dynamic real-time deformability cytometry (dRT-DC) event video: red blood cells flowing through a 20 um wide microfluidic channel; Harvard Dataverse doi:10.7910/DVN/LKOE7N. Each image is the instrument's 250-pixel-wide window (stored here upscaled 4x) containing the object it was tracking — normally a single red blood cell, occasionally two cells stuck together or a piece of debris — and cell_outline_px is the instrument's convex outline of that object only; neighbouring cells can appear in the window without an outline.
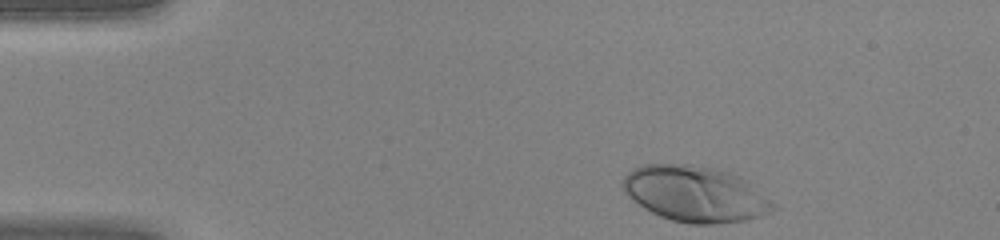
{"species": "human", "species_latin": "Homo sapiens", "temperature_condition": "warm", "stored_images_in_passage": 38, "camera_frame_rate_fps": 3000, "um_per_image_px": 0.085, "donor": {"sex": "female"}, "frame": {"image": 1, "passage_image": 1, "time_ms": 0.0, "image_size_px": [1000, 240], "cell_outline_px": [[780, 208], [772, 212], [748, 220], [720, 224], [688, 224], [672, 220], [660, 216], [644, 208], [632, 200], [624, 192], [620, 184], [620, 180], [632, 168], [644, 164], [692, 164], [712, 168], [728, 172], [744, 180], [776, 204]], "centroid_in_image_um": [59.06, 16.5], "position_along_channel_um": 25.9, "area_um2": 49.13}}
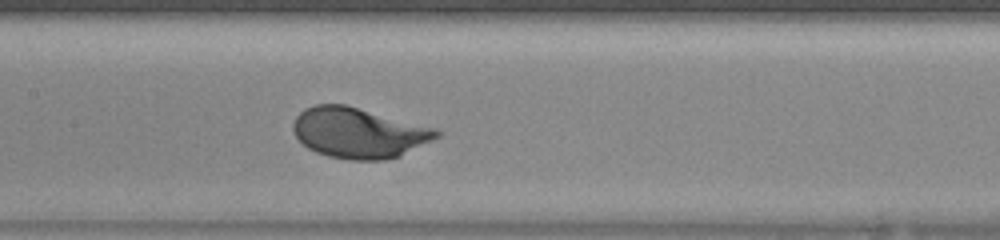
{"frame": {"image": 2, "passage_image": 16, "time_ms": 5.0, "image_size_px": [1000, 240], "cell_outline_px": [[444, 132], [440, 136], [400, 156], [384, 160], [348, 160], [328, 156], [316, 152], [308, 148], [296, 136], [292, 128], [292, 124], [296, 116], [304, 108], [312, 104], [344, 104], [436, 128]], "centroid_in_image_um": [30.49, 11.29], "position_along_channel_um": 176.9, "area_um2": 42.19}}
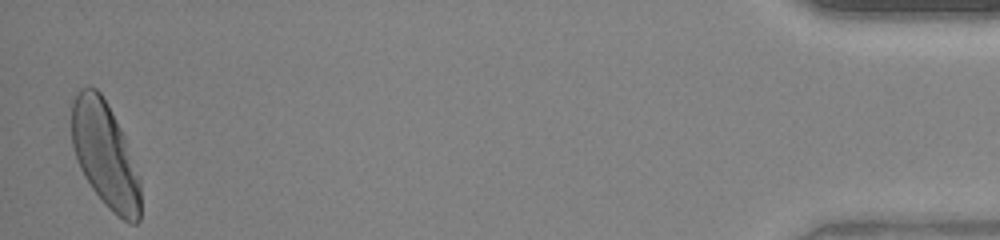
{"frame": {"image": 3, "passage_image": 38, "time_ms": 12.333, "image_size_px": [1000, 240], "cell_outline_px": [[140, 220], [136, 224], [132, 224], [116, 216], [104, 204], [92, 188], [84, 176], [76, 160], [72, 144], [72, 100], [76, 92], [80, 88], [96, 88], [100, 92], [108, 104], [124, 136], [140, 180]], "centroid_in_image_um": [8.92, 13.17], "position_along_channel_um": 426.3, "area_um2": 42.19}}